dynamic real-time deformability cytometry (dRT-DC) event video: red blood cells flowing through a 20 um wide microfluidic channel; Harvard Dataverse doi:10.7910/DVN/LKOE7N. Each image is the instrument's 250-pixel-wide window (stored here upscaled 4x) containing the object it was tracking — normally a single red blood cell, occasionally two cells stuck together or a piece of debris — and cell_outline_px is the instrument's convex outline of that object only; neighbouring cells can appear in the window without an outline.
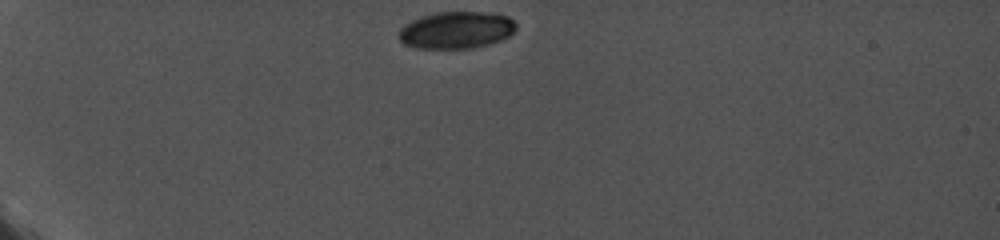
{"species": "common noctule bat (a hibernating species)", "species_latin": "Nyctalus noctula", "temperature_condition": "cold", "stored_images_in_passage": 4, "camera_frame_rate_fps": 5000, "um_per_image_px": 0.085, "animal": {"sex": "female", "body_mass_g": 19.0, "forearm_length_mm": 56.7}, "frame": {"image": 1, "passage_image": 1, "time_ms": 0.0, "image_size_px": [1000, 240], "cell_outline_px": [[516, 28], [508, 36], [500, 40], [488, 44], [472, 48], [416, 48], [404, 44], [400, 40], [400, 28], [404, 24], [420, 16], [436, 12], [492, 12], [508, 16], [516, 24]], "centroid_in_image_um": [38.78, 2.54], "position_along_channel_um": 46.2, "area_um2": 25.32}}